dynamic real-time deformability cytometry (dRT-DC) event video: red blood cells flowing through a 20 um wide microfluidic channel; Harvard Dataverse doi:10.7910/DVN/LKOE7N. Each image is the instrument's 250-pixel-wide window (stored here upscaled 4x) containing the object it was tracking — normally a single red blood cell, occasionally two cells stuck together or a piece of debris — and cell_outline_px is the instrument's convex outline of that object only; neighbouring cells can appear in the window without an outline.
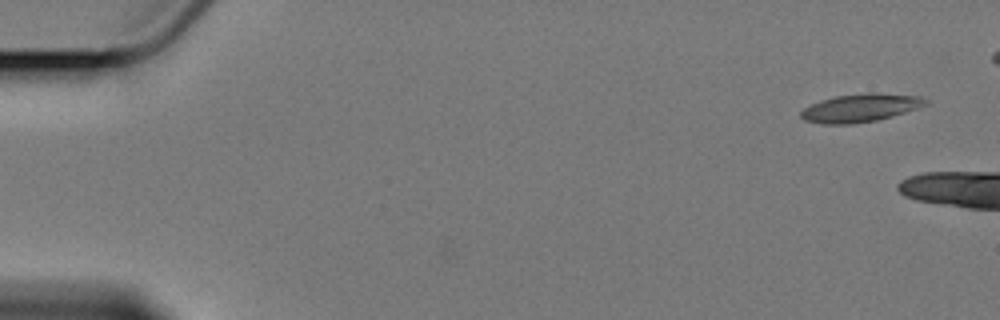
{"species": "Egyptian fruit bat (a non-hibernating species)", "species_latin": "Rousettus aegyptiacus", "temperature_condition": "cold", "stored_images_in_passage": 3, "camera_frame_rate_fps": 3000, "um_per_image_px": 0.085, "animal": {"sex": "female"}, "frame": {"image": 1, "passage_image": 1, "time_ms": 0.0, "image_size_px": [1000, 320], "cell_outline_px": [[928, 104], [892, 116], [876, 120], [852, 124], [824, 124], [804, 120], [800, 116], [800, 112], [804, 108], [820, 100], [836, 96], [868, 92], [876, 92], [924, 96], [928, 100]], "centroid_in_image_um": [73.16, 9.15], "position_along_channel_um": 11.8, "area_um2": 20.52}}